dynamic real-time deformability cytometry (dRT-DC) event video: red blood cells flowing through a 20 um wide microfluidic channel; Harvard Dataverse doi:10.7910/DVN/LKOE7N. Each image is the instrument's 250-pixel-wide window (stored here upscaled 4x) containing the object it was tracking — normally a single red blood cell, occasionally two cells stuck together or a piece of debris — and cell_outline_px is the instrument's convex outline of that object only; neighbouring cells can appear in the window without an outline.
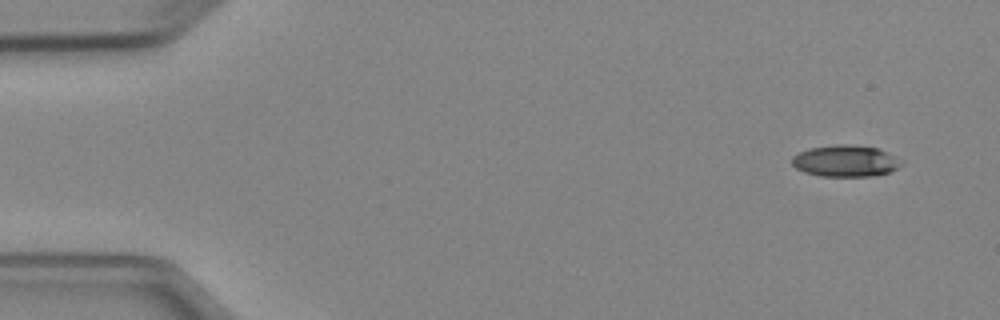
{"species": "Egyptian fruit bat (a non-hibernating species)", "species_latin": "Rousettus aegyptiacus", "temperature_condition": "cold", "stored_images_in_passage": 5, "segment_of_instrument_passage": [2, 2], "camera_frame_rate_fps": 3000, "um_per_image_px": 0.085, "animal": {"sex": "female"}, "frame": {"image": 1, "passage_image": 5, "time_ms": 5.667, "image_size_px": [1000, 320], "cell_outline_px": [[904, 164], [900, 168], [888, 172], [872, 176], [820, 176], [804, 172], [796, 168], [792, 164], [792, 156], [808, 148], [840, 144], [844, 144], [880, 148], [904, 160]], "centroid_in_image_um": [71.92, 13.68], "position_along_channel_um": 13.1, "area_um2": 20.35}}